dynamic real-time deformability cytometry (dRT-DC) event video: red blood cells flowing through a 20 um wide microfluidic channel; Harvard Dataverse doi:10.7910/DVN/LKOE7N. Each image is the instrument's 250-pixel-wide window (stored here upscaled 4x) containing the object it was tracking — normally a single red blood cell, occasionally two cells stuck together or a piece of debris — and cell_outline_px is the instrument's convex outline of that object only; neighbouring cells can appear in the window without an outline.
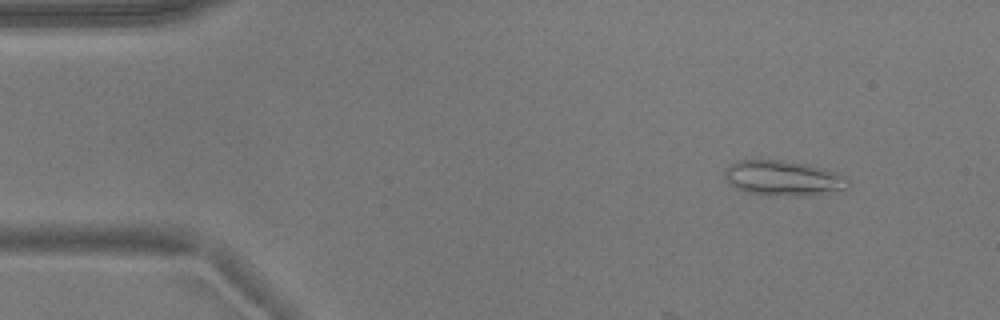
{"species": "common noctule bat (a hibernating species)", "species_latin": "Nyctalus noctula", "temperature_condition": "warm", "stored_images_in_passage": 44, "camera_frame_rate_fps": 3000, "um_per_image_px": 0.085, "animal": {"sex": "male", "body_mass_g": 17.9}, "frame": {"image": 1, "passage_image": 6, "time_ms": 1.667, "image_size_px": [1000, 320], "cell_outline_px": [[852, 184], [848, 188], [816, 196], [768, 196], [748, 192], [736, 188], [724, 176], [724, 172], [736, 160], [780, 160], [808, 164], [824, 168], [848, 176]], "centroid_in_image_um": [66.68, 15.16], "position_along_channel_um": 18.3, "area_um2": 25.78}}
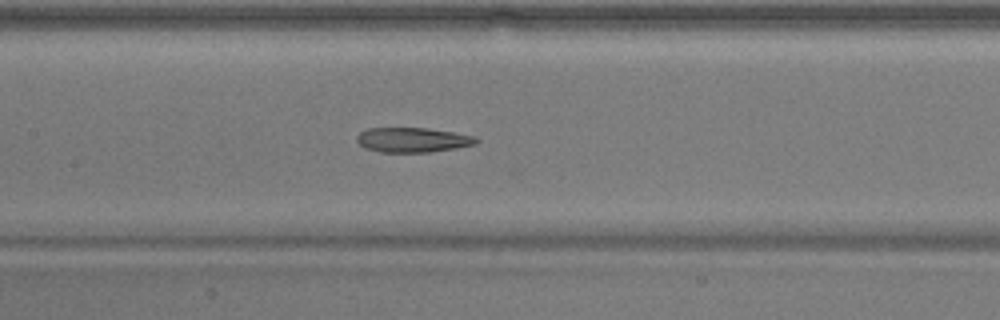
{"frame": {"image": 2, "passage_image": 25, "time_ms": 8.0, "image_size_px": [1000, 320], "cell_outline_px": [[480, 140], [476, 144], [456, 148], [428, 152], [380, 152], [364, 148], [356, 140], [356, 136], [360, 132], [368, 128], [424, 128], [452, 132], [476, 136]], "centroid_in_image_um": [35.07, 11.89], "position_along_channel_um": 172.3, "area_um2": 17.22}}
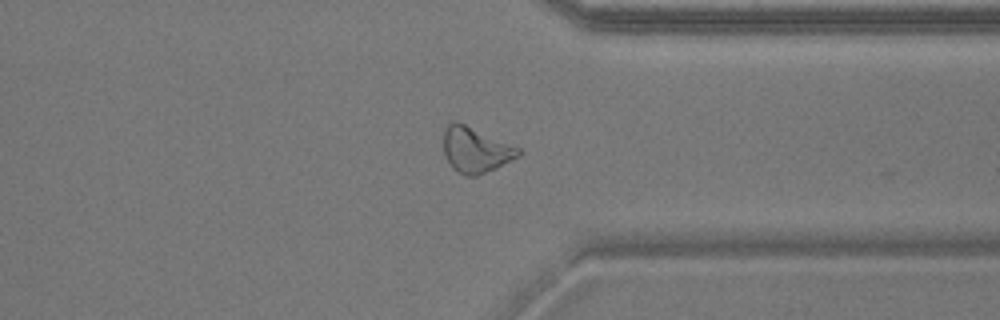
{"frame": {"image": 3, "passage_image": 41, "time_ms": 13.333, "image_size_px": [1000, 320], "cell_outline_px": [[520, 156], [496, 168], [476, 176], [468, 176], [452, 168], [444, 156], [444, 132], [448, 124], [452, 120], [456, 120], [520, 148]], "centroid_in_image_um": [40.41, 12.73], "position_along_channel_um": 371.0, "area_um2": 19.71}, "authors_computed_cell_mechanics": {"area_um2": 19.652, "velocity_mm_per_s": 3.7752, "shape_relaxation_time_tau1_ms": null, "shape_relaxation_time_tau2_ms": 5.386, "deformation_change_tau1": null, "deformation_change_tau2": 0.1534}}